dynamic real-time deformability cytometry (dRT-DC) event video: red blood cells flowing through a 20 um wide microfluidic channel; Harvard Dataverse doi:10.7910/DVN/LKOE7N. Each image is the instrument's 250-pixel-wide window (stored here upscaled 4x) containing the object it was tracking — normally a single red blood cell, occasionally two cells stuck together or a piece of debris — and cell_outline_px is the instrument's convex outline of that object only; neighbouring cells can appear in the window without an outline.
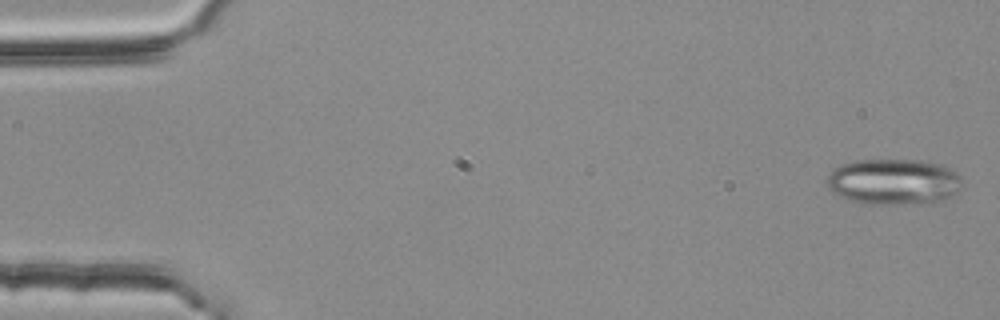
{"species": "common noctule bat (a hibernating species)", "species_latin": "Nyctalus noctula", "temperature_condition": "room temperature", "stored_images_in_passage": 4, "camera_frame_rate_fps": 3000, "um_per_image_px": 0.085, "animal": {"sex": "female", "body_mass_g": 25.1}, "frame": {"image": 1, "passage_image": 1, "time_ms": 0.0, "image_size_px": [1000, 320], "cell_outline_px": [[964, 180], [960, 188], [944, 204], [860, 204], [844, 200], [832, 192], [828, 188], [824, 180], [832, 168], [840, 164], [856, 160], [924, 160], [944, 164], [956, 172]], "centroid_in_image_um": [75.97, 15.47], "position_along_channel_um": 9.0, "area_um2": 37.8}}